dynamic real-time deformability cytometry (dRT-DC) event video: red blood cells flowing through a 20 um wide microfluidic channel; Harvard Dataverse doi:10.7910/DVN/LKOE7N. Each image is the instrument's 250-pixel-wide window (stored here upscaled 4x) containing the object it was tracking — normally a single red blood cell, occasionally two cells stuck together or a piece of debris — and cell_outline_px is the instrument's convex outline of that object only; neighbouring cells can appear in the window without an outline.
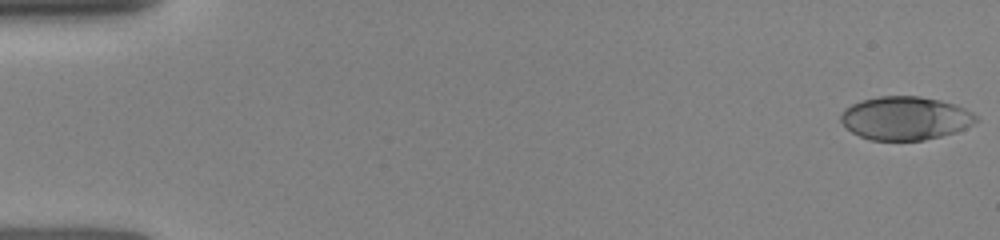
{"species": "human", "species_latin": "Homo sapiens", "temperature_condition": "room temperature", "stored_images_in_passage": 19, "camera_frame_rate_fps": 3000, "um_per_image_px": 0.085, "donor": {"sex": "female"}, "frame": {"image": 1, "passage_image": 1, "time_ms": 0.0, "image_size_px": [1000, 240], "cell_outline_px": [[980, 120], [956, 132], [924, 140], [868, 140], [852, 132], [840, 120], [840, 116], [844, 108], [852, 104], [864, 100], [880, 96], [920, 96], [940, 100], [956, 104], [972, 112]], "centroid_in_image_um": [76.96, 10.04], "position_along_channel_um": 8.0, "area_um2": 34.16}}
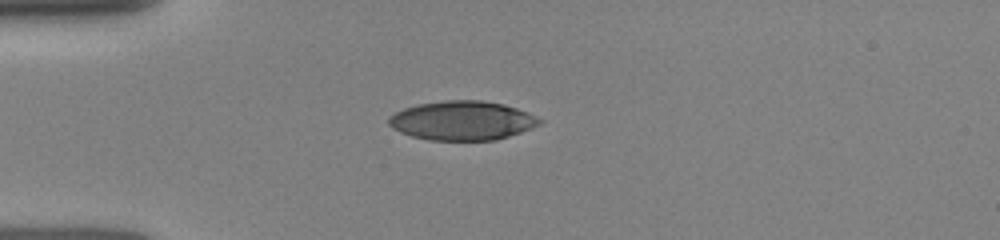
{"frame": {"image": 2, "passage_image": 16, "time_ms": 4.0, "image_size_px": [1000, 240], "cell_outline_px": [[544, 120], [540, 124], [532, 128], [496, 140], [428, 140], [412, 136], [400, 132], [392, 128], [388, 124], [388, 116], [404, 108], [416, 104], [444, 100], [480, 100], [504, 104], [528, 112]], "centroid_in_image_um": [39.28, 10.24], "position_along_channel_um": 45.7, "area_um2": 34.56}}